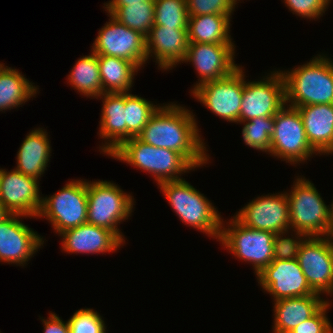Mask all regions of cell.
<instances>
[{"label": "cell", "instance_id": "obj_1", "mask_svg": "<svg viewBox=\"0 0 333 333\" xmlns=\"http://www.w3.org/2000/svg\"><path fill=\"white\" fill-rule=\"evenodd\" d=\"M192 111L176 103L164 104L137 136L142 142L180 153L195 169L209 161L207 145Z\"/></svg>", "mask_w": 333, "mask_h": 333}, {"label": "cell", "instance_id": "obj_2", "mask_svg": "<svg viewBox=\"0 0 333 333\" xmlns=\"http://www.w3.org/2000/svg\"><path fill=\"white\" fill-rule=\"evenodd\" d=\"M280 72L285 83L286 105L297 108L333 104V59L326 54L314 56L290 71Z\"/></svg>", "mask_w": 333, "mask_h": 333}, {"label": "cell", "instance_id": "obj_3", "mask_svg": "<svg viewBox=\"0 0 333 333\" xmlns=\"http://www.w3.org/2000/svg\"><path fill=\"white\" fill-rule=\"evenodd\" d=\"M157 186L181 222L219 241L221 214L204 194L185 178L162 182Z\"/></svg>", "mask_w": 333, "mask_h": 333}, {"label": "cell", "instance_id": "obj_4", "mask_svg": "<svg viewBox=\"0 0 333 333\" xmlns=\"http://www.w3.org/2000/svg\"><path fill=\"white\" fill-rule=\"evenodd\" d=\"M109 156L151 174L157 184L184 179L181 175L195 169L180 153L148 145L137 137L124 141Z\"/></svg>", "mask_w": 333, "mask_h": 333}, {"label": "cell", "instance_id": "obj_5", "mask_svg": "<svg viewBox=\"0 0 333 333\" xmlns=\"http://www.w3.org/2000/svg\"><path fill=\"white\" fill-rule=\"evenodd\" d=\"M87 196V223L112 231L125 244L118 225L131 217L134 196L107 180H87Z\"/></svg>", "mask_w": 333, "mask_h": 333}, {"label": "cell", "instance_id": "obj_6", "mask_svg": "<svg viewBox=\"0 0 333 333\" xmlns=\"http://www.w3.org/2000/svg\"><path fill=\"white\" fill-rule=\"evenodd\" d=\"M286 192L289 202L290 230L311 236H326L330 206L326 205L314 183L299 177ZM299 177V178H298Z\"/></svg>", "mask_w": 333, "mask_h": 333}, {"label": "cell", "instance_id": "obj_7", "mask_svg": "<svg viewBox=\"0 0 333 333\" xmlns=\"http://www.w3.org/2000/svg\"><path fill=\"white\" fill-rule=\"evenodd\" d=\"M225 227L221 221V233L218 242H221L227 251L235 258L250 262L257 276L273 260L274 233L249 228L242 224L234 215Z\"/></svg>", "mask_w": 333, "mask_h": 333}, {"label": "cell", "instance_id": "obj_8", "mask_svg": "<svg viewBox=\"0 0 333 333\" xmlns=\"http://www.w3.org/2000/svg\"><path fill=\"white\" fill-rule=\"evenodd\" d=\"M87 181L73 179L53 195L42 197L37 218L51 223L56 234L87 223Z\"/></svg>", "mask_w": 333, "mask_h": 333}, {"label": "cell", "instance_id": "obj_9", "mask_svg": "<svg viewBox=\"0 0 333 333\" xmlns=\"http://www.w3.org/2000/svg\"><path fill=\"white\" fill-rule=\"evenodd\" d=\"M268 154L291 165L307 163L312 155L318 154L308 142L297 108L284 105L274 115V132Z\"/></svg>", "mask_w": 333, "mask_h": 333}, {"label": "cell", "instance_id": "obj_10", "mask_svg": "<svg viewBox=\"0 0 333 333\" xmlns=\"http://www.w3.org/2000/svg\"><path fill=\"white\" fill-rule=\"evenodd\" d=\"M242 68L197 86L191 95L219 118L238 124L246 77Z\"/></svg>", "mask_w": 333, "mask_h": 333}, {"label": "cell", "instance_id": "obj_11", "mask_svg": "<svg viewBox=\"0 0 333 333\" xmlns=\"http://www.w3.org/2000/svg\"><path fill=\"white\" fill-rule=\"evenodd\" d=\"M107 15L109 21L99 29L90 51L97 55L126 59L141 69L147 63L146 38L111 14Z\"/></svg>", "mask_w": 333, "mask_h": 333}, {"label": "cell", "instance_id": "obj_12", "mask_svg": "<svg viewBox=\"0 0 333 333\" xmlns=\"http://www.w3.org/2000/svg\"><path fill=\"white\" fill-rule=\"evenodd\" d=\"M258 81H246L241 101L239 124L257 117L274 116L285 102V83L282 73L272 71Z\"/></svg>", "mask_w": 333, "mask_h": 333}, {"label": "cell", "instance_id": "obj_13", "mask_svg": "<svg viewBox=\"0 0 333 333\" xmlns=\"http://www.w3.org/2000/svg\"><path fill=\"white\" fill-rule=\"evenodd\" d=\"M297 260L310 287L321 295L333 294V241L326 236L306 237Z\"/></svg>", "mask_w": 333, "mask_h": 333}, {"label": "cell", "instance_id": "obj_14", "mask_svg": "<svg viewBox=\"0 0 333 333\" xmlns=\"http://www.w3.org/2000/svg\"><path fill=\"white\" fill-rule=\"evenodd\" d=\"M249 228L274 234L290 230L289 202L286 191L258 196L234 215Z\"/></svg>", "mask_w": 333, "mask_h": 333}, {"label": "cell", "instance_id": "obj_15", "mask_svg": "<svg viewBox=\"0 0 333 333\" xmlns=\"http://www.w3.org/2000/svg\"><path fill=\"white\" fill-rule=\"evenodd\" d=\"M28 216L10 214L0 222V262L26 266L45 239L24 224L21 219Z\"/></svg>", "mask_w": 333, "mask_h": 333}, {"label": "cell", "instance_id": "obj_16", "mask_svg": "<svg viewBox=\"0 0 333 333\" xmlns=\"http://www.w3.org/2000/svg\"><path fill=\"white\" fill-rule=\"evenodd\" d=\"M39 180L18 170L0 169V203L11 213L36 218L42 206Z\"/></svg>", "mask_w": 333, "mask_h": 333}, {"label": "cell", "instance_id": "obj_17", "mask_svg": "<svg viewBox=\"0 0 333 333\" xmlns=\"http://www.w3.org/2000/svg\"><path fill=\"white\" fill-rule=\"evenodd\" d=\"M256 278L258 285L274 301L316 293L307 282L297 258L273 260Z\"/></svg>", "mask_w": 333, "mask_h": 333}, {"label": "cell", "instance_id": "obj_18", "mask_svg": "<svg viewBox=\"0 0 333 333\" xmlns=\"http://www.w3.org/2000/svg\"><path fill=\"white\" fill-rule=\"evenodd\" d=\"M235 47V44L189 43L183 62H191L199 74L191 92L205 82L230 75L240 66L234 61Z\"/></svg>", "mask_w": 333, "mask_h": 333}, {"label": "cell", "instance_id": "obj_19", "mask_svg": "<svg viewBox=\"0 0 333 333\" xmlns=\"http://www.w3.org/2000/svg\"><path fill=\"white\" fill-rule=\"evenodd\" d=\"M188 47V29L153 26L146 37L147 61L154 57L158 69L172 70L183 63Z\"/></svg>", "mask_w": 333, "mask_h": 333}, {"label": "cell", "instance_id": "obj_20", "mask_svg": "<svg viewBox=\"0 0 333 333\" xmlns=\"http://www.w3.org/2000/svg\"><path fill=\"white\" fill-rule=\"evenodd\" d=\"M62 251L68 254L116 252L124 243L110 230L84 223L59 234Z\"/></svg>", "mask_w": 333, "mask_h": 333}, {"label": "cell", "instance_id": "obj_21", "mask_svg": "<svg viewBox=\"0 0 333 333\" xmlns=\"http://www.w3.org/2000/svg\"><path fill=\"white\" fill-rule=\"evenodd\" d=\"M98 98L103 103L98 134L105 140L99 151L109 156L126 141L125 93H103Z\"/></svg>", "mask_w": 333, "mask_h": 333}, {"label": "cell", "instance_id": "obj_22", "mask_svg": "<svg viewBox=\"0 0 333 333\" xmlns=\"http://www.w3.org/2000/svg\"><path fill=\"white\" fill-rule=\"evenodd\" d=\"M311 147L320 155L333 153V104L297 107Z\"/></svg>", "mask_w": 333, "mask_h": 333}, {"label": "cell", "instance_id": "obj_23", "mask_svg": "<svg viewBox=\"0 0 333 333\" xmlns=\"http://www.w3.org/2000/svg\"><path fill=\"white\" fill-rule=\"evenodd\" d=\"M273 333H289L302 321L314 316L327 302L321 294L284 298L273 301Z\"/></svg>", "mask_w": 333, "mask_h": 333}, {"label": "cell", "instance_id": "obj_24", "mask_svg": "<svg viewBox=\"0 0 333 333\" xmlns=\"http://www.w3.org/2000/svg\"><path fill=\"white\" fill-rule=\"evenodd\" d=\"M49 140L47 130L43 128L31 130L18 149L15 169L39 180L47 170L51 157L52 149Z\"/></svg>", "mask_w": 333, "mask_h": 333}, {"label": "cell", "instance_id": "obj_25", "mask_svg": "<svg viewBox=\"0 0 333 333\" xmlns=\"http://www.w3.org/2000/svg\"><path fill=\"white\" fill-rule=\"evenodd\" d=\"M231 17L222 14L190 16L189 43L234 44L230 35Z\"/></svg>", "mask_w": 333, "mask_h": 333}, {"label": "cell", "instance_id": "obj_26", "mask_svg": "<svg viewBox=\"0 0 333 333\" xmlns=\"http://www.w3.org/2000/svg\"><path fill=\"white\" fill-rule=\"evenodd\" d=\"M103 93H129L140 69L132 62L113 56L98 55Z\"/></svg>", "mask_w": 333, "mask_h": 333}, {"label": "cell", "instance_id": "obj_27", "mask_svg": "<svg viewBox=\"0 0 333 333\" xmlns=\"http://www.w3.org/2000/svg\"><path fill=\"white\" fill-rule=\"evenodd\" d=\"M17 69L2 64L0 66V111L22 107L35 97L38 87L33 85ZM29 99V100H28Z\"/></svg>", "mask_w": 333, "mask_h": 333}, {"label": "cell", "instance_id": "obj_28", "mask_svg": "<svg viewBox=\"0 0 333 333\" xmlns=\"http://www.w3.org/2000/svg\"><path fill=\"white\" fill-rule=\"evenodd\" d=\"M67 75V83L74 90L87 98L95 99L102 95L98 55L91 51L89 55L80 57Z\"/></svg>", "mask_w": 333, "mask_h": 333}, {"label": "cell", "instance_id": "obj_29", "mask_svg": "<svg viewBox=\"0 0 333 333\" xmlns=\"http://www.w3.org/2000/svg\"><path fill=\"white\" fill-rule=\"evenodd\" d=\"M116 20L139 32L145 38L154 26V1L129 3L122 7H103Z\"/></svg>", "mask_w": 333, "mask_h": 333}, {"label": "cell", "instance_id": "obj_30", "mask_svg": "<svg viewBox=\"0 0 333 333\" xmlns=\"http://www.w3.org/2000/svg\"><path fill=\"white\" fill-rule=\"evenodd\" d=\"M159 107L136 94L125 93L126 140L137 137Z\"/></svg>", "mask_w": 333, "mask_h": 333}, {"label": "cell", "instance_id": "obj_31", "mask_svg": "<svg viewBox=\"0 0 333 333\" xmlns=\"http://www.w3.org/2000/svg\"><path fill=\"white\" fill-rule=\"evenodd\" d=\"M244 143L258 151H270L271 136L274 132V116L257 117L241 122Z\"/></svg>", "mask_w": 333, "mask_h": 333}, {"label": "cell", "instance_id": "obj_32", "mask_svg": "<svg viewBox=\"0 0 333 333\" xmlns=\"http://www.w3.org/2000/svg\"><path fill=\"white\" fill-rule=\"evenodd\" d=\"M154 26L187 29L186 0H154Z\"/></svg>", "mask_w": 333, "mask_h": 333}, {"label": "cell", "instance_id": "obj_33", "mask_svg": "<svg viewBox=\"0 0 333 333\" xmlns=\"http://www.w3.org/2000/svg\"><path fill=\"white\" fill-rule=\"evenodd\" d=\"M70 333H106L102 316L91 308H80L68 319Z\"/></svg>", "mask_w": 333, "mask_h": 333}, {"label": "cell", "instance_id": "obj_34", "mask_svg": "<svg viewBox=\"0 0 333 333\" xmlns=\"http://www.w3.org/2000/svg\"><path fill=\"white\" fill-rule=\"evenodd\" d=\"M293 232L287 230L283 232H278L274 235V240H273L274 260H291L297 258L299 248L307 236L295 230ZM289 233H292L290 234L291 237L289 236L286 237L285 235H289Z\"/></svg>", "mask_w": 333, "mask_h": 333}, {"label": "cell", "instance_id": "obj_35", "mask_svg": "<svg viewBox=\"0 0 333 333\" xmlns=\"http://www.w3.org/2000/svg\"><path fill=\"white\" fill-rule=\"evenodd\" d=\"M237 0H186L188 16L222 14L232 15Z\"/></svg>", "mask_w": 333, "mask_h": 333}, {"label": "cell", "instance_id": "obj_36", "mask_svg": "<svg viewBox=\"0 0 333 333\" xmlns=\"http://www.w3.org/2000/svg\"><path fill=\"white\" fill-rule=\"evenodd\" d=\"M331 1L332 0H284V3L293 14L310 20H318L328 9Z\"/></svg>", "mask_w": 333, "mask_h": 333}, {"label": "cell", "instance_id": "obj_37", "mask_svg": "<svg viewBox=\"0 0 333 333\" xmlns=\"http://www.w3.org/2000/svg\"><path fill=\"white\" fill-rule=\"evenodd\" d=\"M328 302L311 318L302 321L289 333H333V324L329 321L327 311L331 307Z\"/></svg>", "mask_w": 333, "mask_h": 333}, {"label": "cell", "instance_id": "obj_38", "mask_svg": "<svg viewBox=\"0 0 333 333\" xmlns=\"http://www.w3.org/2000/svg\"><path fill=\"white\" fill-rule=\"evenodd\" d=\"M47 319H41L44 324L43 333H70L68 321H63L57 314L50 311Z\"/></svg>", "mask_w": 333, "mask_h": 333}, {"label": "cell", "instance_id": "obj_39", "mask_svg": "<svg viewBox=\"0 0 333 333\" xmlns=\"http://www.w3.org/2000/svg\"><path fill=\"white\" fill-rule=\"evenodd\" d=\"M144 1H154V0H110L104 3L103 7H122L126 6L129 3H142Z\"/></svg>", "mask_w": 333, "mask_h": 333}, {"label": "cell", "instance_id": "obj_40", "mask_svg": "<svg viewBox=\"0 0 333 333\" xmlns=\"http://www.w3.org/2000/svg\"><path fill=\"white\" fill-rule=\"evenodd\" d=\"M327 237L333 241V201L330 204L329 223L327 227Z\"/></svg>", "mask_w": 333, "mask_h": 333}, {"label": "cell", "instance_id": "obj_41", "mask_svg": "<svg viewBox=\"0 0 333 333\" xmlns=\"http://www.w3.org/2000/svg\"><path fill=\"white\" fill-rule=\"evenodd\" d=\"M11 213L0 203V222L7 218Z\"/></svg>", "mask_w": 333, "mask_h": 333}]
</instances>
